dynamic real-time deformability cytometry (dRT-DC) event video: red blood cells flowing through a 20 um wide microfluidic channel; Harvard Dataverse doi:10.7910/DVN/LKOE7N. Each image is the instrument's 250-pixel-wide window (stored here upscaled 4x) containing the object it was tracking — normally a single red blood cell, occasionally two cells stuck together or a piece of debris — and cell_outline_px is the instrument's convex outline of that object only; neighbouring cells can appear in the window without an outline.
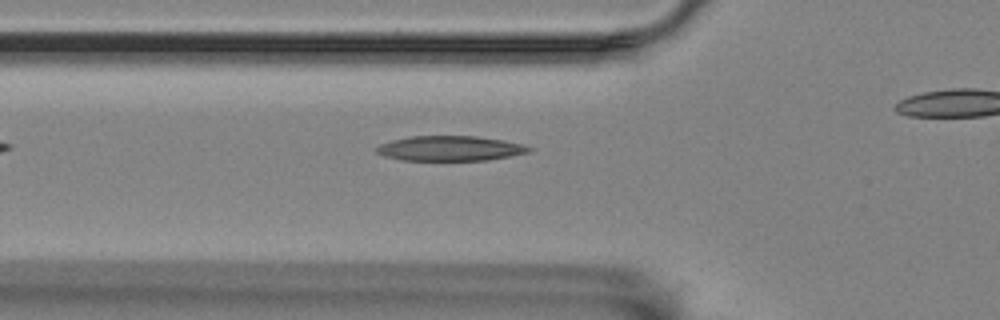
{"species": "Egyptian fruit bat (a non-hibernating species)", "species_latin": "Rousettus aegyptiacus", "temperature_condition": "room temperature", "stored_images_in_passage": 29, "camera_frame_rate_fps": 3000, "um_per_image_px": 0.085, "animal": {"sex": "female"}, "frame": {"image": 1, "passage_image": 2, "time_ms": 0.333, "image_size_px": [1000, 320], "cell_outline_px": [[532, 152], [488, 160], [400, 160], [384, 156], [376, 152], [376, 148], [380, 144], [392, 140], [412, 136], [476, 136], [504, 140], [520, 144], [532, 148]], "centroid_in_image_um": [38.26, 12.61], "position_along_channel_um": 87.5, "area_um2": 22.14}}
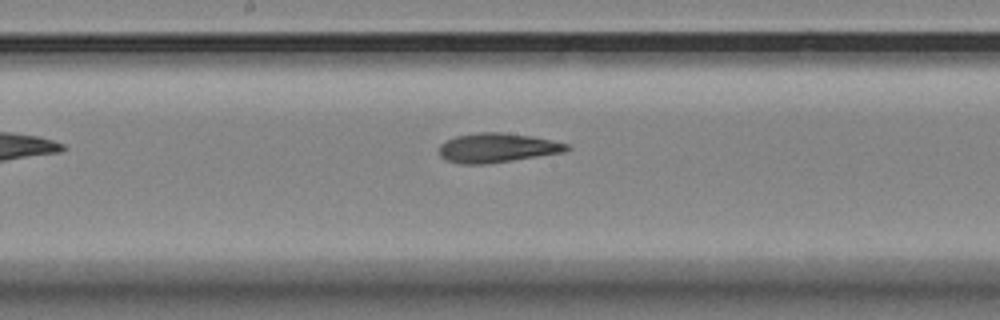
{"frame": {"image": 2, "passage_image": 12, "time_ms": 3.667, "image_size_px": [1000, 320], "cell_outline_px": [[572, 148], [564, 152], [488, 164], [460, 164], [448, 160], [440, 156], [440, 144], [456, 136], [476, 132], [504, 132], [532, 136], [552, 140], [568, 144]], "centroid_in_image_um": [42.28, 12.56], "position_along_channel_um": 205.9, "area_um2": 21.85}}
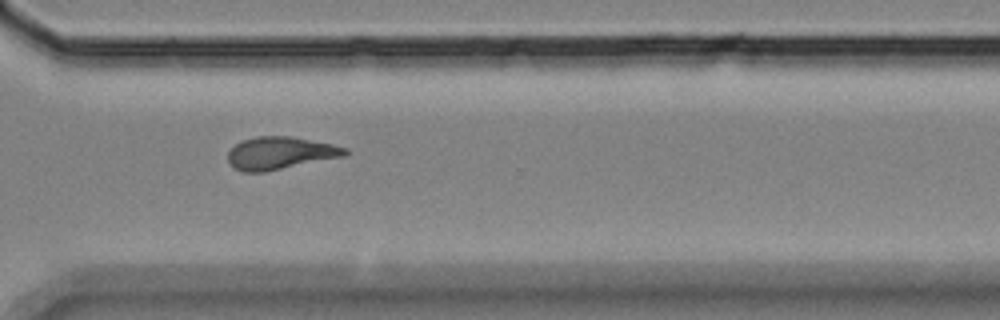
{"frame": {"image": 3, "passage_image": 24, "time_ms": 7.667, "image_size_px": [1000, 320], "cell_outline_px": [[348, 152], [344, 156], [264, 172], [244, 172], [236, 168], [228, 160], [228, 152], [240, 140], [256, 136], [288, 136], [332, 144], [348, 148]], "centroid_in_image_um": [23.81, 13.0], "position_along_channel_um": 346.8, "area_um2": 21.96}}